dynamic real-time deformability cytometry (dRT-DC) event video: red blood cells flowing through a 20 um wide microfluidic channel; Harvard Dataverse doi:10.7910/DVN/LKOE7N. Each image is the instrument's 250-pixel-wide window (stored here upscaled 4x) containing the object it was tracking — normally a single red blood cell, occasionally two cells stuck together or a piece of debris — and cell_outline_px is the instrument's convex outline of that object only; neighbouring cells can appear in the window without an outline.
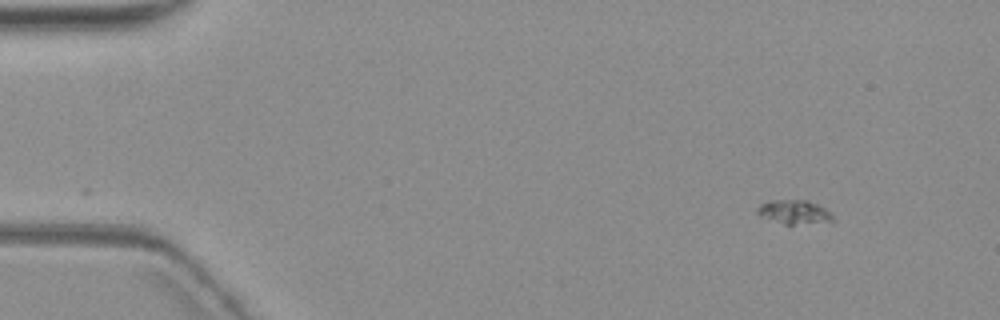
{"species": "common noctule bat (a hibernating species)", "species_latin": "Nyctalus noctula", "temperature_condition": "warm", "stored_images_in_passage": 2, "camera_frame_rate_fps": 3000, "um_per_image_px": 0.085, "animal": {"sex": "female", "body_mass_g": 19.3, "forearm_length_mm": 54.1}, "frame": {"image": 1, "passage_image": 2, "time_ms": 1.333, "image_size_px": [1000, 320], "cell_outline_px": [[836, 220], [832, 224], [784, 224], [760, 216], [756, 212], [756, 208], [760, 204], [768, 200], [808, 200], [832, 212]], "centroid_in_image_um": [67.6, 18.05], "position_along_channel_um": 17.4, "area_um2": 11.04}}